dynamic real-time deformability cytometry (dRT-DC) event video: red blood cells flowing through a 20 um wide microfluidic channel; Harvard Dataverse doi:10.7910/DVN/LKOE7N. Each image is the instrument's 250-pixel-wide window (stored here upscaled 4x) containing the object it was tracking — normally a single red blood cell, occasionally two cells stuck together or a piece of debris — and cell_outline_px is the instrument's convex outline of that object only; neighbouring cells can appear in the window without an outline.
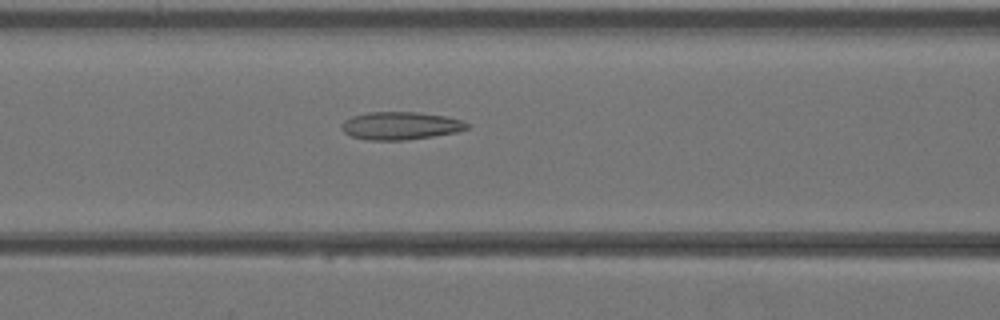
{"species": "Egyptian fruit bat (a non-hibernating species)", "species_latin": "Rousettus aegyptiacus", "temperature_condition": "warm", "stored_images_in_passage": 28, "camera_frame_rate_fps": 3000, "um_per_image_px": 0.085, "animal": {"sex": "female"}, "frame": {"image": 1, "passage_image": 11, "time_ms": 3.333, "image_size_px": [1000, 320], "cell_outline_px": [[468, 128], [456, 132], [408, 140], [368, 140], [352, 136], [344, 132], [340, 128], [340, 124], [344, 120], [352, 116], [368, 112], [416, 112], [444, 116], [464, 120], [468, 124]], "centroid_in_image_um": [34.01, 10.68], "position_along_channel_um": 132.6, "area_um2": 20.35}}
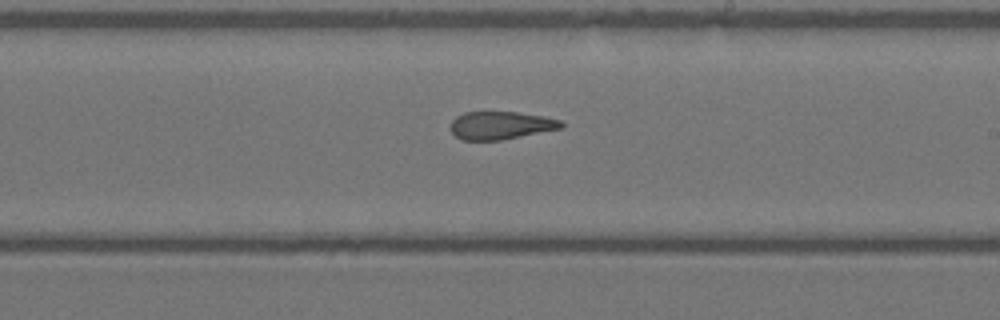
{"frame": {"image": 2, "passage_image": 18, "time_ms": 5.667, "image_size_px": [1000, 320], "cell_outline_px": [[564, 128], [500, 140], [460, 140], [448, 128], [452, 120], [456, 116], [464, 112], [516, 112], [544, 116], [560, 120], [564, 124]], "centroid_in_image_um": [42.54, 10.66], "position_along_channel_um": 246.5, "area_um2": 18.15}}
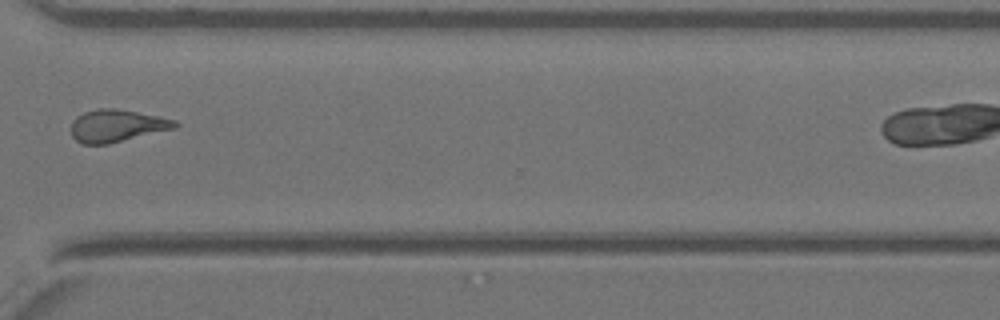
{"frame": {"image": 3, "passage_image": 25, "time_ms": 8.0, "image_size_px": [1000, 320], "cell_outline_px": [[180, 124], [176, 128], [108, 144], [80, 144], [72, 136], [72, 120], [76, 116], [84, 112], [100, 108], [116, 108], [160, 116], [176, 120]], "centroid_in_image_um": [9.94, 10.68], "position_along_channel_um": 360.7, "area_um2": 19.71}}